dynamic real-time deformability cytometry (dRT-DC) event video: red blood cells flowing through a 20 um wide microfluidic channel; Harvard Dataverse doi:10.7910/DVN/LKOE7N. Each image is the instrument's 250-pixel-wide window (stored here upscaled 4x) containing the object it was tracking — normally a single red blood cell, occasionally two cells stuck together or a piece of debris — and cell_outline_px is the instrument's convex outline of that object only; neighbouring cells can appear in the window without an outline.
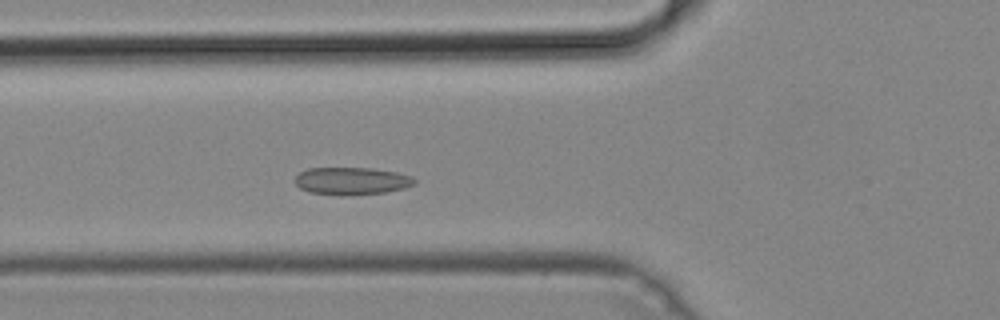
{"species": "common noctule bat (a hibernating species)", "species_latin": "Nyctalus noctula", "temperature_condition": "cold", "stored_images_in_passage": 34, "camera_frame_rate_fps": 3000, "um_per_image_px": 0.085, "animal": {"sex": "male", "body_mass_g": 19.2, "forearm_length_mm": 51.8}, "frame": {"image": 1, "passage_image": 9, "time_ms": 2.667, "image_size_px": [1000, 320], "cell_outline_px": [[416, 184], [404, 188], [384, 192], [352, 196], [340, 196], [308, 192], [300, 188], [296, 184], [296, 176], [300, 172], [308, 168], [372, 168], [396, 172], [412, 176], [416, 180]], "centroid_in_image_um": [29.9, 15.39], "position_along_channel_um": 95.9, "area_um2": 19.36}}
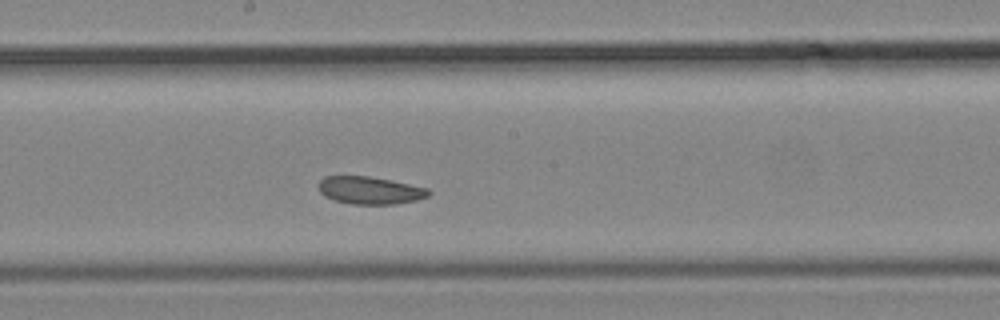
{"frame": {"image": 2, "passage_image": 18, "time_ms": 5.667, "image_size_px": [1000, 320], "cell_outline_px": [[432, 192], [428, 196], [416, 200], [396, 204], [348, 204], [324, 196], [320, 192], [316, 184], [324, 176], [368, 176], [392, 180], [428, 188]], "centroid_in_image_um": [31.43, 16.17], "position_along_channel_um": 216.8, "area_um2": 17.86}}
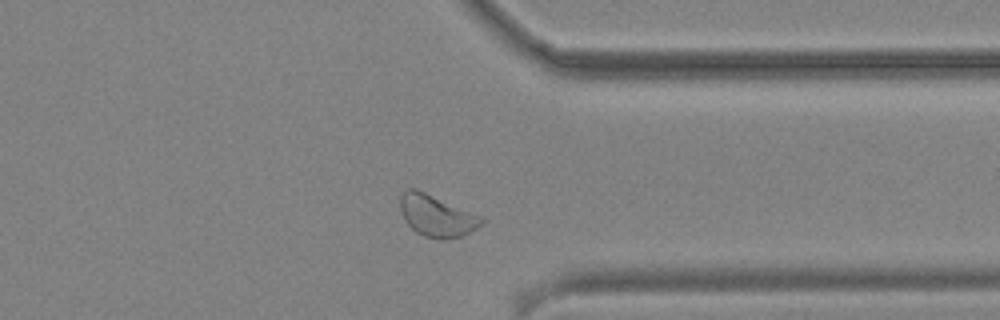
{"frame": {"image": 3, "passage_image": 30, "time_ms": 9.667, "image_size_px": [1000, 320], "cell_outline_px": [[484, 224], [460, 236], [444, 240], [440, 240], [424, 236], [416, 232], [408, 224], [400, 208], [400, 192], [408, 188], [416, 188], [484, 216]], "centroid_in_image_um": [37.13, 18.32], "position_along_channel_um": 374.3, "area_um2": 19.94}}